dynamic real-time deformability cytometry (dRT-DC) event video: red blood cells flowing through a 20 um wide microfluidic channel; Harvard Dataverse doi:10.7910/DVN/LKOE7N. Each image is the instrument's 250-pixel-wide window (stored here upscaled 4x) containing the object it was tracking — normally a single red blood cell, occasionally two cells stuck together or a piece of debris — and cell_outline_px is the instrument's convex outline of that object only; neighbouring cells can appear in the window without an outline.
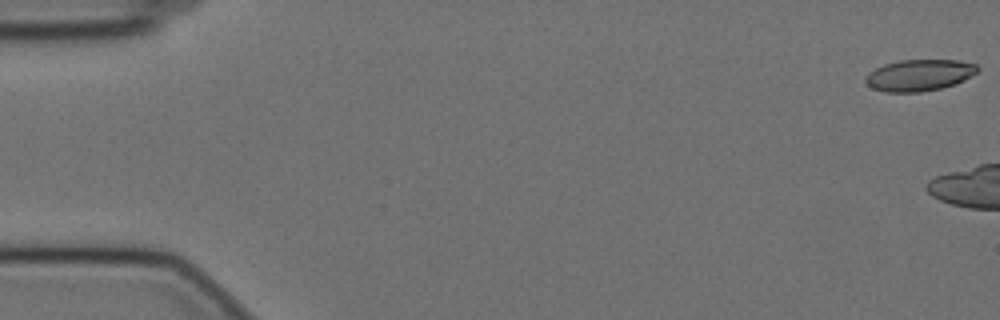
{"species": "Egyptian fruit bat (a non-hibernating species)", "species_latin": "Rousettus aegyptiacus", "temperature_condition": "cold", "stored_images_in_passage": 12, "camera_frame_rate_fps": 3000, "um_per_image_px": 0.085, "animal": {"sex": "female"}, "frame": {"image": 1, "passage_image": 1, "time_ms": 0.0, "image_size_px": [1000, 320], "cell_outline_px": [[980, 68], [976, 72], [964, 80], [956, 84], [940, 88], [920, 92], [884, 92], [872, 88], [864, 80], [864, 76], [868, 72], [884, 64], [900, 60], [960, 60], [976, 64]], "centroid_in_image_um": [78.12, 6.39], "position_along_channel_um": 6.9, "area_um2": 20.63}}